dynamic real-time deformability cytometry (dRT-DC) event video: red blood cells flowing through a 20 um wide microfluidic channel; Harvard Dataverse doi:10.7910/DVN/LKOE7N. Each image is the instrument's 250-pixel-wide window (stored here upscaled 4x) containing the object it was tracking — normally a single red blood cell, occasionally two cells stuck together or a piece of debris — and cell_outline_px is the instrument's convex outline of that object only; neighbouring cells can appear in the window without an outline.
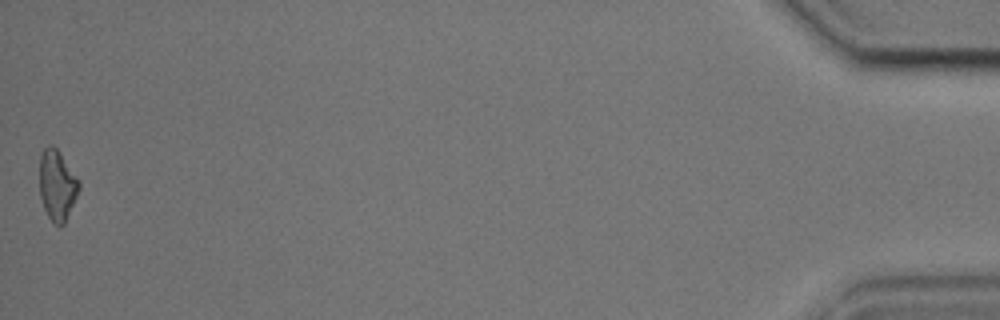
{"species": "common noctule bat (a hibernating species)", "species_latin": "Nyctalus noctula", "temperature_condition": "cold", "stored_images_in_passage": 40, "camera_frame_rate_fps": 3000, "um_per_image_px": 0.085, "animal": {"sex": "male", "body_mass_g": 17.9, "forearm_length_mm": 54.2}, "frame": {"image": 1, "passage_image": 40, "time_ms": 13.0, "image_size_px": [1000, 320], "cell_outline_px": [[80, 188], [64, 224], [60, 228], [48, 216], [44, 208], [40, 196], [40, 156], [44, 148], [48, 144], [52, 144], [56, 148], [80, 180]], "centroid_in_image_um": [4.86, 15.73], "position_along_channel_um": 430.3, "area_um2": 16.13}, "authors_computed_cell_mechanics": {"area_um2": 16.4441, "velocity_mm_per_s": 3.678, "shape_relaxation_time_tau1_ms": 6.0615, "shape_relaxation_time_tau2_ms": null, "deformation_change_tau1": 0.2089, "deformation_change_tau2": null}}